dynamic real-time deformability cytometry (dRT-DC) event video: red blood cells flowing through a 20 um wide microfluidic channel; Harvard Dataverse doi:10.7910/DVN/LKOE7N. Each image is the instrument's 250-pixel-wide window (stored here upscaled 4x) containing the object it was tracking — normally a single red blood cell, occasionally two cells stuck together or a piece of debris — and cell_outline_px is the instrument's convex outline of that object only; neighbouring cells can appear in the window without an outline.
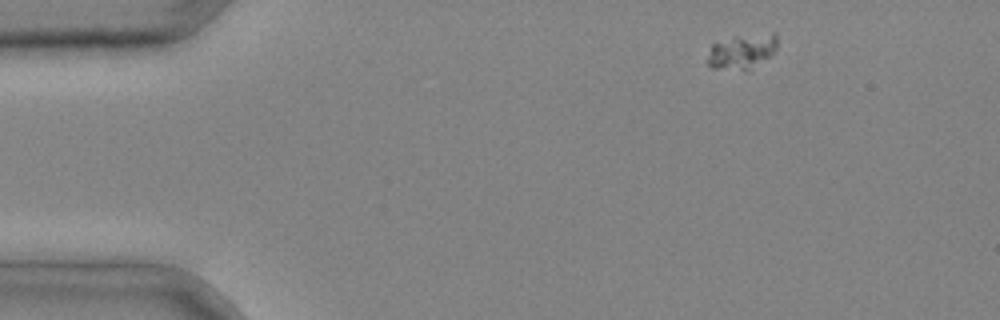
{"species": "common noctule bat (a hibernating species)", "species_latin": "Nyctalus noctula", "temperature_condition": "cold", "stored_images_in_passage": 4, "camera_frame_rate_fps": 3000, "um_per_image_px": 0.085, "animal": {"sex": "male", "body_mass_g": 20.4}, "frame": {"image": 1, "passage_image": 1, "time_ms": 0.0, "image_size_px": [1000, 320], "cell_outline_px": [[776, 48], [768, 56], [744, 68], [712, 68], [708, 64], [708, 56], [712, 44], [732, 36], [772, 32], [776, 32]], "centroid_in_image_um": [63.04, 4.28], "position_along_channel_um": 22.0, "area_um2": 13.41}}